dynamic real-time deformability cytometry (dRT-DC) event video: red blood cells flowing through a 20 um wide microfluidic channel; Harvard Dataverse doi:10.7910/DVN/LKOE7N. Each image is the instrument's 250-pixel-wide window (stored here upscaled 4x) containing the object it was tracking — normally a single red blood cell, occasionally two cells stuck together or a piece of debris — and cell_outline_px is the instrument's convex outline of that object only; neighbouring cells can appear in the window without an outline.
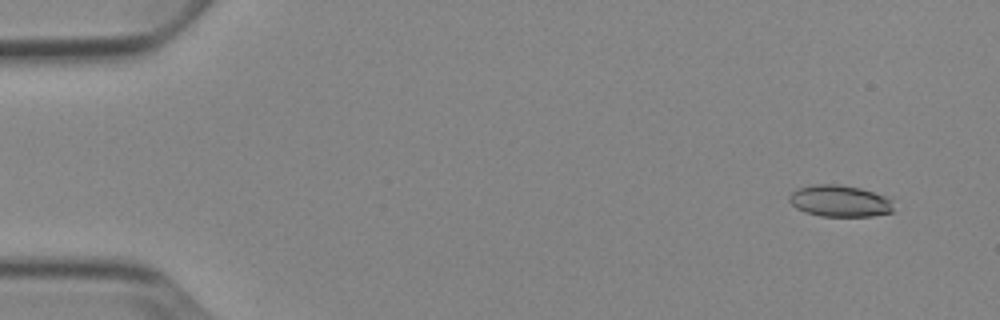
{"species": "Egyptian fruit bat (a non-hibernating species)", "species_latin": "Rousettus aegyptiacus", "temperature_condition": "cold", "stored_images_in_passage": 52, "camera_frame_rate_fps": 3000, "um_per_image_px": 0.085, "animal": {"sex": "female"}, "frame": {"image": 1, "passage_image": 3, "time_ms": 0.667, "image_size_px": [1000, 320], "cell_outline_px": [[892, 212], [872, 216], [820, 216], [804, 212], [796, 208], [788, 200], [788, 196], [792, 192], [800, 188], [816, 184], [840, 184], [860, 188], [884, 196], [892, 200]], "centroid_in_image_um": [71.35, 17.09], "position_along_channel_um": 13.6, "area_um2": 19.13}}
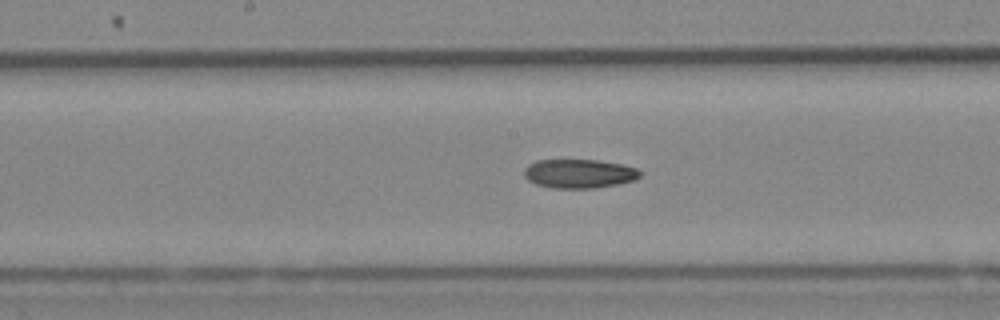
{"frame": {"image": 2, "passage_image": 27, "time_ms": 8.667, "image_size_px": [1000, 320], "cell_outline_px": [[640, 176], [636, 180], [620, 184], [596, 188], [552, 188], [536, 184], [528, 180], [524, 176], [524, 168], [528, 164], [536, 160], [596, 160], [620, 164], [636, 168], [640, 172]], "centroid_in_image_um": [49.21, 14.76], "position_along_channel_um": 199.0, "area_um2": 19.65}}
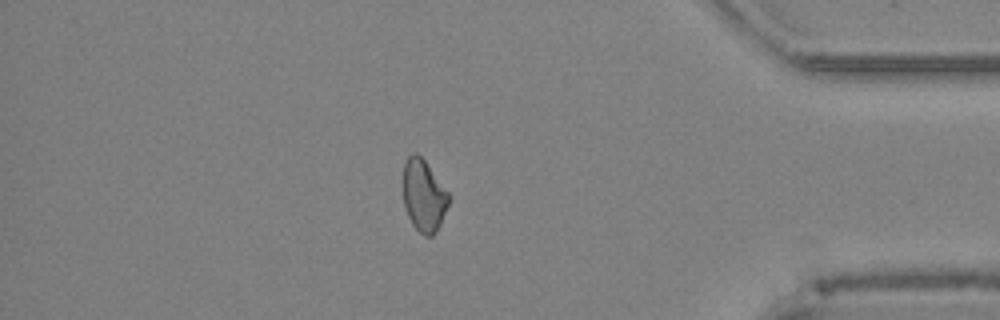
{"frame": {"image": 3, "passage_image": 45, "time_ms": 14.667, "image_size_px": [1000, 320], "cell_outline_px": [[452, 196], [440, 224], [432, 236], [424, 236], [412, 224], [408, 216], [404, 204], [400, 184], [404, 160], [412, 152], [416, 152], [424, 160]], "centroid_in_image_um": [35.97, 16.58], "position_along_channel_um": 399.2, "area_um2": 19.71}, "authors_computed_cell_mechanics": {"area_um2": 19.8254, "velocity_mm_per_s": 3.8639, "shape_relaxation_time_tau1_ms": 6.1835, "shape_relaxation_time_tau2_ms": null, "deformation_change_tau1": 0.1468, "deformation_change_tau2": null}}